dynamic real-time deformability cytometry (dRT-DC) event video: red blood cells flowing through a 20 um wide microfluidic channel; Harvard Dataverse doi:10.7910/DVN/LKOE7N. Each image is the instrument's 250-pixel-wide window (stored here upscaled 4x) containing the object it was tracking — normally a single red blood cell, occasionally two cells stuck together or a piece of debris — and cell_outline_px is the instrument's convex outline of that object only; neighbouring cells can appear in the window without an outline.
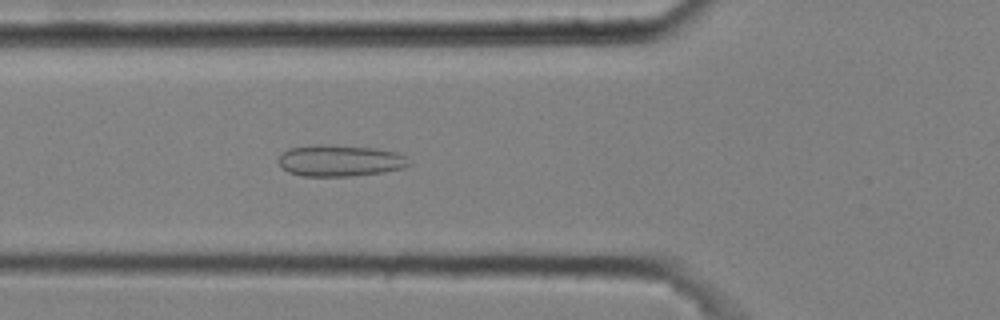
{"species": "common noctule bat (a hibernating species)", "species_latin": "Nyctalus noctula", "temperature_condition": "cold", "stored_images_in_passage": 52, "camera_frame_rate_fps": 3000, "um_per_image_px": 0.085, "animal": {"sex": "male", "body_mass_g": 20.4}, "frame": {"image": 1, "passage_image": 19, "time_ms": 6.0, "image_size_px": [1000, 320], "cell_outline_px": [[412, 164], [400, 168], [384, 172], [352, 176], [304, 176], [288, 172], [280, 164], [280, 156], [288, 148], [312, 144], [320, 144], [376, 148], [396, 152], [404, 156]], "centroid_in_image_um": [28.9, 13.65], "position_along_channel_um": 96.9, "area_um2": 23.81}}
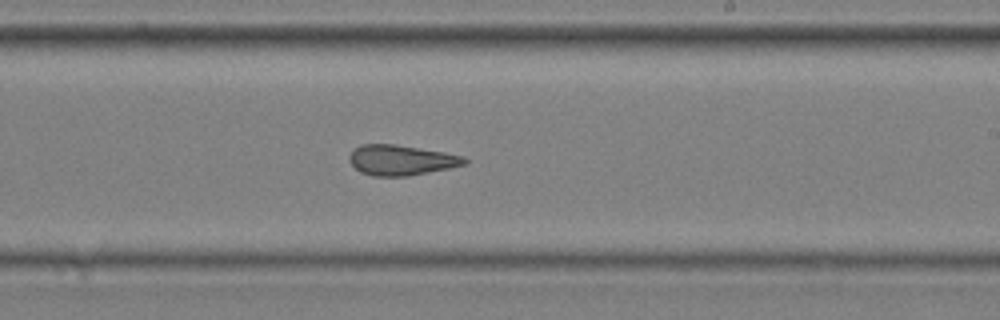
{"frame": {"image": 2, "passage_image": 32, "time_ms": 10.333, "image_size_px": [1000, 320], "cell_outline_px": [[468, 164], [408, 176], [372, 176], [360, 172], [348, 160], [348, 156], [360, 144], [396, 144], [444, 152], [464, 156], [468, 160]], "centroid_in_image_um": [34.1, 13.61], "position_along_channel_um": 254.9, "area_um2": 20.35}}
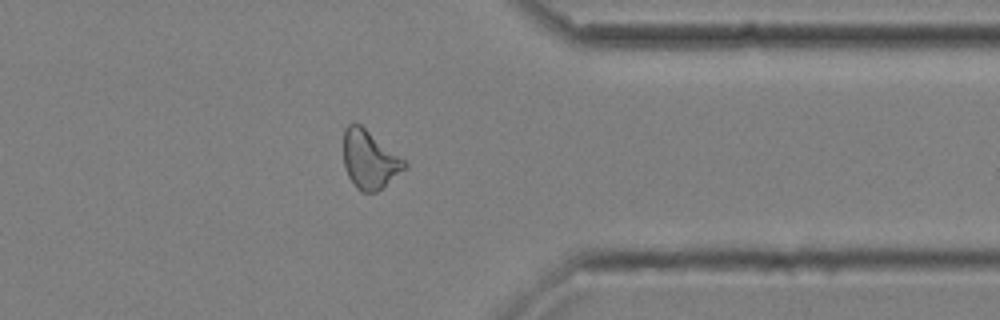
{"frame": {"image": 3, "passage_image": 43, "time_ms": 14.0, "image_size_px": [1000, 320], "cell_outline_px": [[408, 168], [376, 192], [360, 192], [356, 188], [348, 176], [344, 164], [344, 128], [348, 124], [360, 124], [404, 160], [408, 164]], "centroid_in_image_um": [31.41, 13.59], "position_along_channel_um": 380.0, "area_um2": 20.52}, "authors_computed_cell_mechanics": {"area_um2": 21.6172, "velocity_mm_per_s": 3.6427, "shape_relaxation_time_tau1_ms": null, "shape_relaxation_time_tau2_ms": 2.2596, "deformation_change_tau1": null, "deformation_change_tau2": 0.1172}}